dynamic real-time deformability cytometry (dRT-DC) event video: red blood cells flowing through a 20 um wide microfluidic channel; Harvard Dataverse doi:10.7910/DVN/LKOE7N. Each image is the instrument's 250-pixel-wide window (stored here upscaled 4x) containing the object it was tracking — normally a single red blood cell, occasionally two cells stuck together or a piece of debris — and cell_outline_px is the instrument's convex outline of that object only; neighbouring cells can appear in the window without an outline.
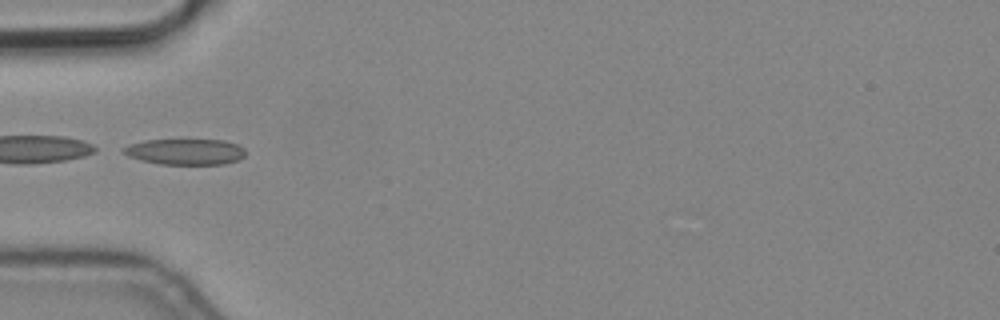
{"species": "common noctule bat (a hibernating species)", "species_latin": "Nyctalus noctula", "temperature_condition": "cold", "stored_images_in_passage": 9, "segment_of_instrument_passage": [2, 2], "camera_frame_rate_fps": 3000, "um_per_image_px": 0.085, "animal": {"sex": "male", "body_mass_g": 19.2, "forearm_length_mm": 51.8}, "frame": {"image": 1, "passage_image": 4, "time_ms": 1.0, "image_size_px": [1000, 320], "cell_outline_px": [[244, 156], [236, 160], [224, 164], [160, 164], [128, 156], [120, 148], [128, 144], [144, 140], [224, 140], [236, 144], [244, 148]], "centroid_in_image_um": [15.72, 12.89], "position_along_channel_um": 69.3, "area_um2": 18.26}}
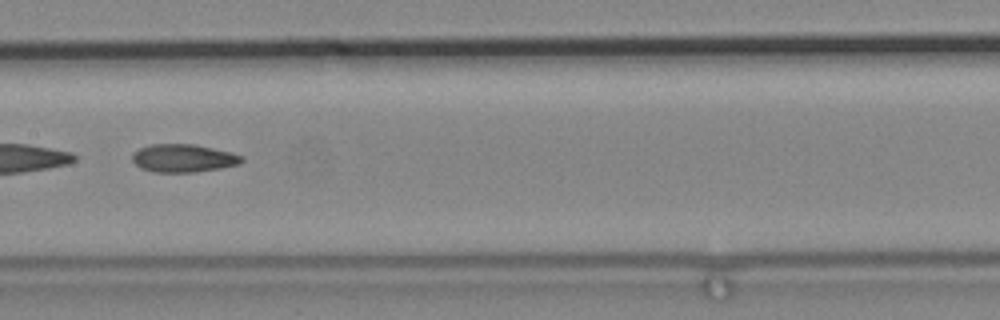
{"frame": {"image": 2, "passage_image": 7, "time_ms": 2.0, "image_size_px": [1000, 320], "cell_outline_px": [[244, 160], [240, 164], [220, 168], [196, 172], [152, 172], [140, 168], [132, 160], [132, 152], [140, 148], [152, 144], [192, 144], [232, 152], [244, 156]], "centroid_in_image_um": [15.59, 13.45], "position_along_channel_um": 191.8, "area_um2": 17.98}}
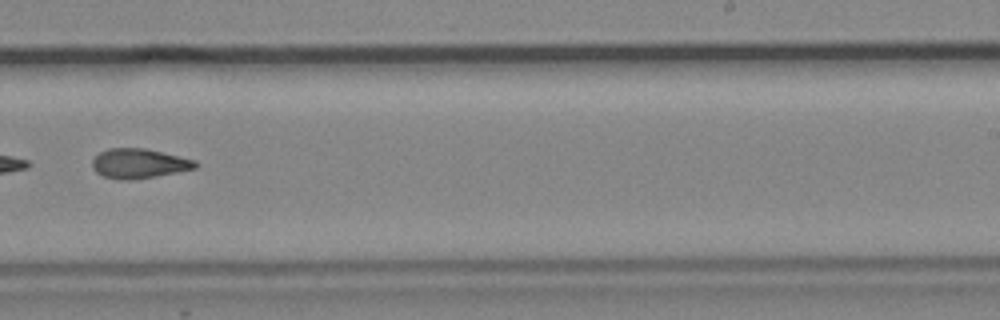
{"frame": {"image": 3, "passage_image": 9, "time_ms": 2.667, "image_size_px": [1000, 320], "cell_outline_px": [[200, 164], [196, 168], [156, 176], [132, 180], [116, 180], [104, 176], [96, 172], [92, 168], [92, 160], [100, 152], [108, 148], [144, 148], [196, 160]], "centroid_in_image_um": [11.8, 13.9], "position_along_channel_um": 277.2, "area_um2": 17.86}}